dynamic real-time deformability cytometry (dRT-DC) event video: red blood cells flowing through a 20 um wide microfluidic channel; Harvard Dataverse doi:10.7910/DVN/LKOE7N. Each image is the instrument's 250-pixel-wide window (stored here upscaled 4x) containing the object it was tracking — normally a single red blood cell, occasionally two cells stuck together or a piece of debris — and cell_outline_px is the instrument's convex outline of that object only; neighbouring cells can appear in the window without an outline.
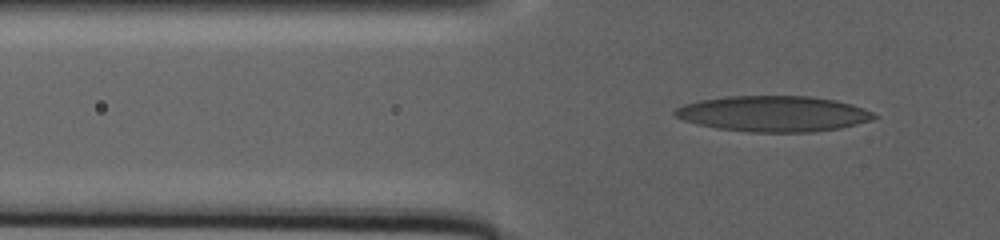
{"species": "human", "species_latin": "Homo sapiens", "temperature_condition": "warm", "stored_images_in_passage": 86, "camera_frame_rate_fps": 3000, "um_per_image_px": 0.085, "donor": {"sex": "male"}, "frame": {"image": 1, "passage_image": 30, "time_ms": 13.667, "image_size_px": [1000, 240], "cell_outline_px": [[876, 116], [872, 120], [840, 128], [812, 132], [748, 132], [720, 128], [696, 124], [684, 120], [676, 116], [672, 112], [676, 108], [684, 104], [700, 100], [724, 96], [808, 96], [836, 100], [852, 104], [864, 108], [872, 112]], "centroid_in_image_um": [65.73, 9.66], "position_along_channel_um": 60.1, "area_um2": 41.44}}
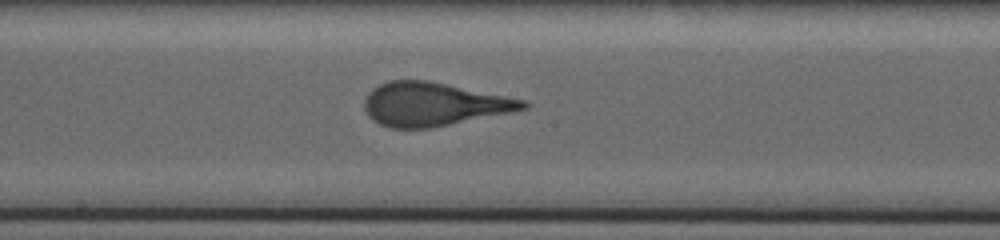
{"frame": {"image": 2, "passage_image": 52, "time_ms": 23.333, "image_size_px": [1000, 240], "cell_outline_px": [[532, 104], [528, 108], [428, 128], [388, 128], [372, 120], [368, 116], [364, 108], [364, 100], [368, 92], [372, 88], [388, 80], [428, 80], [528, 100]], "centroid_in_image_um": [36.83, 8.84], "position_along_channel_um": 211.4, "area_um2": 40.11}}
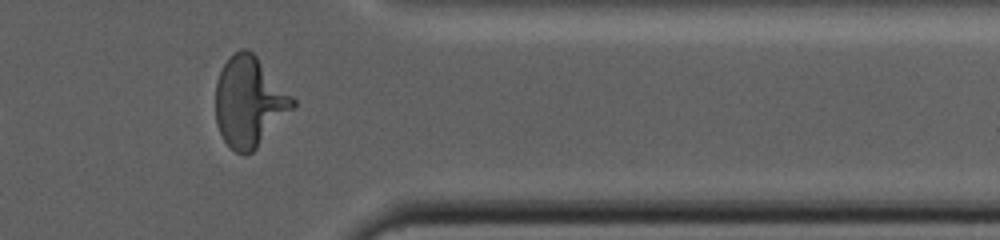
{"frame": {"image": 3, "passage_image": 73, "time_ms": 33.667, "image_size_px": [1000, 240], "cell_outline_px": [[296, 104], [256, 148], [252, 152], [244, 156], [236, 152], [224, 140], [216, 124], [216, 80], [224, 64], [240, 48], [244, 48], [252, 52], [256, 56], [296, 100]], "centroid_in_image_um": [21.17, 8.66], "position_along_channel_um": 390.2, "area_um2": 39.82}}